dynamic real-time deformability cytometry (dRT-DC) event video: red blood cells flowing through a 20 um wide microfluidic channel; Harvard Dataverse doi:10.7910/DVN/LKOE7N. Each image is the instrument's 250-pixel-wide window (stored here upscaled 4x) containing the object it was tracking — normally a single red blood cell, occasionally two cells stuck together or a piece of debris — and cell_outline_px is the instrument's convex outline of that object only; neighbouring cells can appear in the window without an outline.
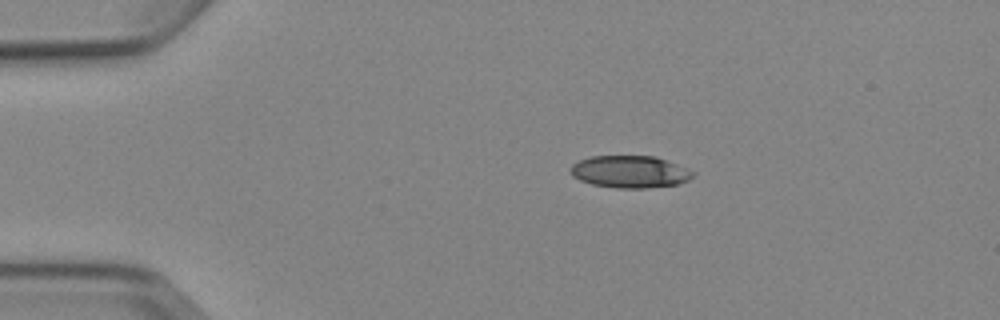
{"species": "Egyptian fruit bat (a non-hibernating species)", "species_latin": "Rousettus aegyptiacus", "temperature_condition": "cold", "stored_images_in_passage": 2, "camera_frame_rate_fps": 3000, "um_per_image_px": 0.085, "animal": {"sex": "female"}, "frame": {"image": 1, "passage_image": 1, "time_ms": 0.0, "image_size_px": [1000, 320], "cell_outline_px": [[696, 172], [688, 180], [680, 184], [648, 188], [616, 188], [592, 184], [580, 180], [572, 176], [572, 164], [580, 160], [592, 156], [656, 156], [688, 168]], "centroid_in_image_um": [53.59, 14.6], "position_along_channel_um": 31.4, "area_um2": 23.0}}